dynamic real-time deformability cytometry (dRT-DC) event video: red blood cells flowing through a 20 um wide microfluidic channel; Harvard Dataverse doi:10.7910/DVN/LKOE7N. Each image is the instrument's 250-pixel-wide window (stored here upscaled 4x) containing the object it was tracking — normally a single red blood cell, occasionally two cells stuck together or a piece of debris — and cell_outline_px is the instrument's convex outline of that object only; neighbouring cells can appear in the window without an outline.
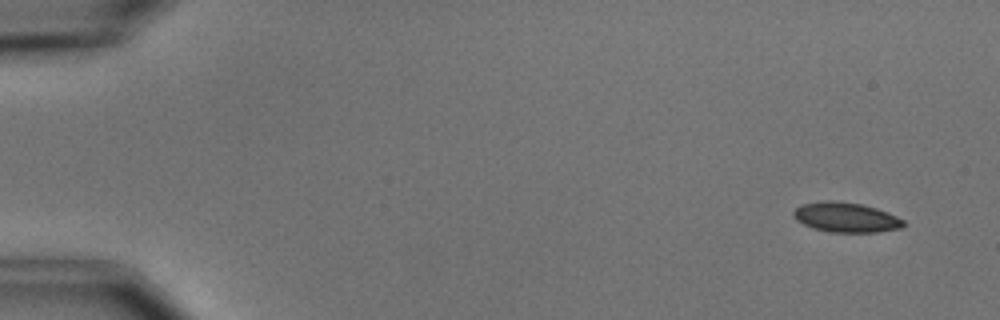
{"species": "common noctule bat (a hibernating species)", "species_latin": "Nyctalus noctula", "temperature_condition": "cold", "stored_images_in_passage": 9, "camera_frame_rate_fps": 3000, "um_per_image_px": 0.085, "animal": {"sex": "male", "body_mass_g": 15.6}, "frame": {"image": 1, "passage_image": 1, "time_ms": 0.0, "image_size_px": [1000, 320], "cell_outline_px": [[904, 224], [900, 228], [876, 232], [828, 232], [812, 228], [796, 220], [792, 216], [792, 212], [800, 204], [824, 200], [836, 200], [860, 204], [876, 208], [888, 212], [904, 220]], "centroid_in_image_um": [71.85, 18.46], "position_along_channel_um": 13.1, "area_um2": 19.25}}
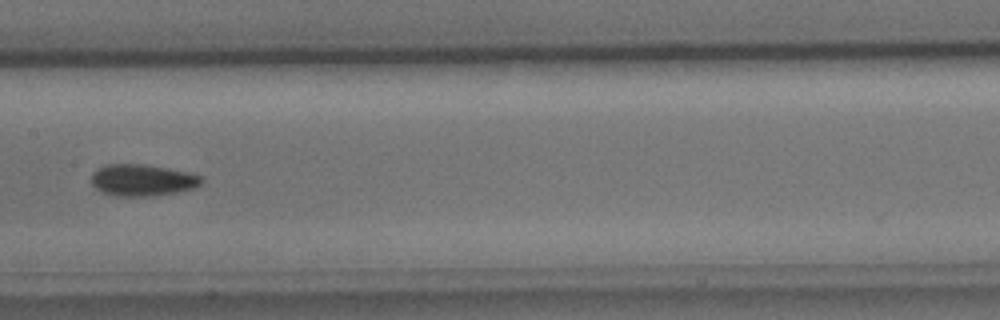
{"frame": {"image": 2, "passage_image": 8, "time_ms": 8.333, "image_size_px": [1000, 320], "cell_outline_px": [[204, 180], [196, 188], [176, 192], [148, 196], [116, 196], [104, 192], [96, 188], [92, 184], [92, 172], [104, 164], [144, 164], [184, 172], [200, 176]], "centroid_in_image_um": [12.07, 15.31], "position_along_channel_um": 195.3, "area_um2": 20.06}}
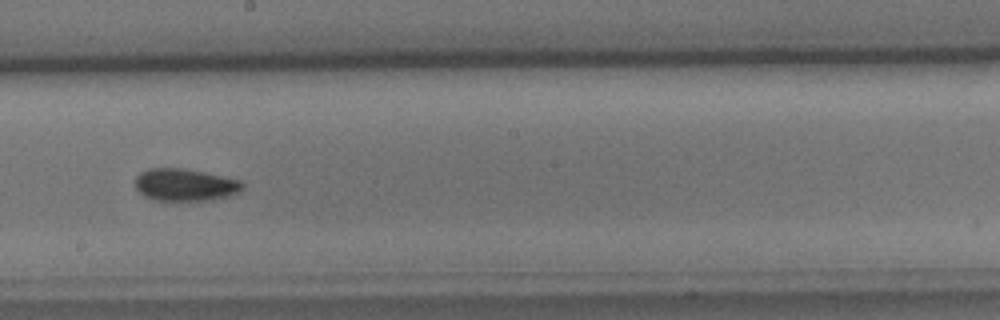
{"frame": {"image": 3, "passage_image": 9, "time_ms": 9.333, "image_size_px": [1000, 320], "cell_outline_px": [[244, 188], [228, 196], [208, 200], [156, 200], [144, 196], [136, 188], [132, 180], [140, 172], [148, 168], [180, 168], [204, 172], [240, 180], [244, 184]], "centroid_in_image_um": [15.67, 15.7], "position_along_channel_um": 232.5, "area_um2": 20.17}}